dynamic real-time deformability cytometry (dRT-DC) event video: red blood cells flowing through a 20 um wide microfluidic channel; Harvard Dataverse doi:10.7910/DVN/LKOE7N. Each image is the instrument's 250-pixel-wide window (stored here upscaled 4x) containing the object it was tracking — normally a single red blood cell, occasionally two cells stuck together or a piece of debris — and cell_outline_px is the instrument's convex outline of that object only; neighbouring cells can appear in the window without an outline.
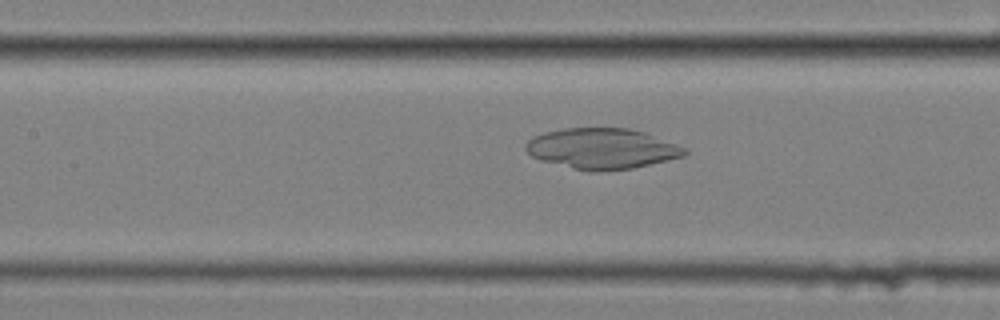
{"species": "common noctule bat (a hibernating species)", "species_latin": "Nyctalus noctula", "temperature_condition": "cold", "stored_images_in_passage": 34, "camera_frame_rate_fps": 3000, "um_per_image_px": 0.085, "animal": {"sex": "female", "body_mass_g": 25.1}, "frame": {"image": 1, "passage_image": 9, "time_ms": 2.667, "image_size_px": [1000, 320], "cell_outline_px": [[688, 152], [684, 156], [632, 168], [596, 172], [588, 172], [540, 160], [532, 156], [524, 148], [524, 144], [532, 136], [544, 132], [564, 128], [628, 128], [644, 132], [688, 148]], "centroid_in_image_um": [51.15, 12.63], "position_along_channel_um": 156.3, "area_um2": 37.74}}
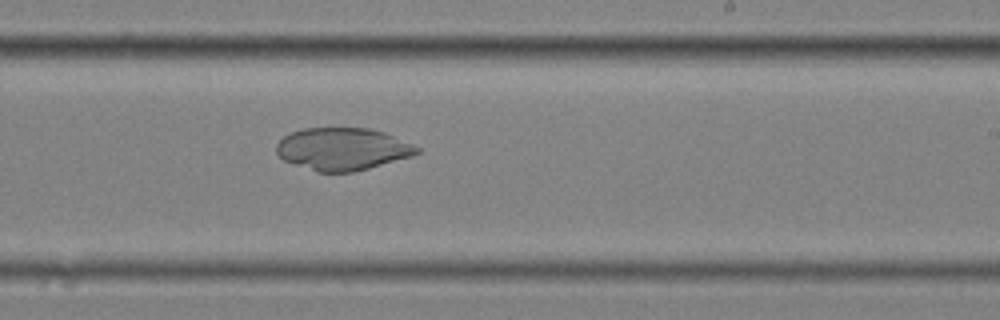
{"frame": {"image": 2, "passage_image": 18, "time_ms": 5.667, "image_size_px": [1000, 320], "cell_outline_px": [[420, 152], [412, 156], [368, 168], [352, 172], [316, 172], [292, 164], [284, 160], [276, 152], [276, 144], [284, 136], [292, 132], [304, 128], [368, 128], [384, 132], [412, 144], [420, 148]], "centroid_in_image_um": [29.09, 12.67], "position_along_channel_um": 259.9, "area_um2": 34.62}}
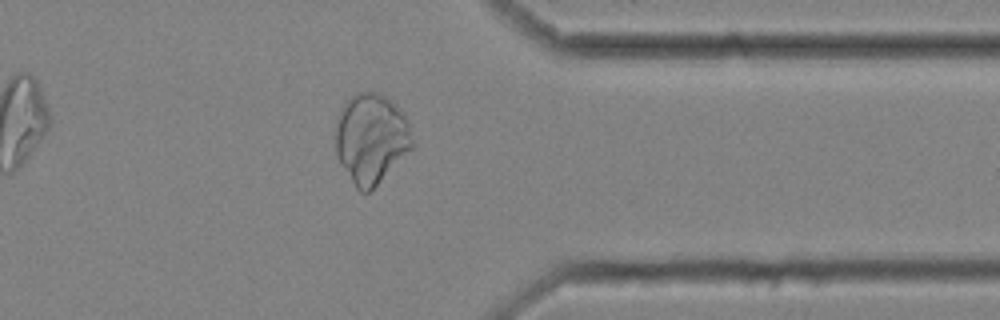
{"frame": {"image": 3, "passage_image": 29, "time_ms": 9.333, "image_size_px": [1000, 320], "cell_outline_px": [[416, 144], [368, 192], [360, 192], [356, 188], [340, 160], [336, 152], [336, 124], [340, 108], [356, 92], [380, 92], [396, 104], [404, 112], [408, 120]], "centroid_in_image_um": [31.58, 11.71], "position_along_channel_um": 379.8, "area_um2": 40.06}}